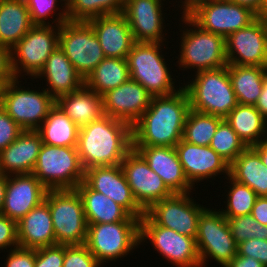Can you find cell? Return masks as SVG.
Returning a JSON list of instances; mask_svg holds the SVG:
<instances>
[{
	"label": "cell",
	"mask_w": 267,
	"mask_h": 267,
	"mask_svg": "<svg viewBox=\"0 0 267 267\" xmlns=\"http://www.w3.org/2000/svg\"><path fill=\"white\" fill-rule=\"evenodd\" d=\"M260 17H262L263 19L267 20V0L265 1L264 7L261 11V13L259 14Z\"/></svg>",
	"instance_id": "57"
},
{
	"label": "cell",
	"mask_w": 267,
	"mask_h": 267,
	"mask_svg": "<svg viewBox=\"0 0 267 267\" xmlns=\"http://www.w3.org/2000/svg\"><path fill=\"white\" fill-rule=\"evenodd\" d=\"M176 151L184 173L192 186L220 173L230 175V164L210 146H199L180 140Z\"/></svg>",
	"instance_id": "21"
},
{
	"label": "cell",
	"mask_w": 267,
	"mask_h": 267,
	"mask_svg": "<svg viewBox=\"0 0 267 267\" xmlns=\"http://www.w3.org/2000/svg\"><path fill=\"white\" fill-rule=\"evenodd\" d=\"M87 22L98 37L105 57L127 59L135 40L123 13L103 15Z\"/></svg>",
	"instance_id": "24"
},
{
	"label": "cell",
	"mask_w": 267,
	"mask_h": 267,
	"mask_svg": "<svg viewBox=\"0 0 267 267\" xmlns=\"http://www.w3.org/2000/svg\"><path fill=\"white\" fill-rule=\"evenodd\" d=\"M130 78L127 59L105 57L86 77L84 85L103 96Z\"/></svg>",
	"instance_id": "35"
},
{
	"label": "cell",
	"mask_w": 267,
	"mask_h": 267,
	"mask_svg": "<svg viewBox=\"0 0 267 267\" xmlns=\"http://www.w3.org/2000/svg\"><path fill=\"white\" fill-rule=\"evenodd\" d=\"M252 148L260 155L263 164L267 167V137Z\"/></svg>",
	"instance_id": "54"
},
{
	"label": "cell",
	"mask_w": 267,
	"mask_h": 267,
	"mask_svg": "<svg viewBox=\"0 0 267 267\" xmlns=\"http://www.w3.org/2000/svg\"><path fill=\"white\" fill-rule=\"evenodd\" d=\"M225 43L228 64L267 67V20L262 17L228 35Z\"/></svg>",
	"instance_id": "16"
},
{
	"label": "cell",
	"mask_w": 267,
	"mask_h": 267,
	"mask_svg": "<svg viewBox=\"0 0 267 267\" xmlns=\"http://www.w3.org/2000/svg\"><path fill=\"white\" fill-rule=\"evenodd\" d=\"M230 176L249 186L258 197L267 196V167L252 147H247L230 164Z\"/></svg>",
	"instance_id": "31"
},
{
	"label": "cell",
	"mask_w": 267,
	"mask_h": 267,
	"mask_svg": "<svg viewBox=\"0 0 267 267\" xmlns=\"http://www.w3.org/2000/svg\"><path fill=\"white\" fill-rule=\"evenodd\" d=\"M195 74L194 80L183 86L189 96L190 109L224 119L238 105L228 65Z\"/></svg>",
	"instance_id": "3"
},
{
	"label": "cell",
	"mask_w": 267,
	"mask_h": 267,
	"mask_svg": "<svg viewBox=\"0 0 267 267\" xmlns=\"http://www.w3.org/2000/svg\"><path fill=\"white\" fill-rule=\"evenodd\" d=\"M47 189L33 174L7 176L5 201L1 214L16 223L44 201Z\"/></svg>",
	"instance_id": "22"
},
{
	"label": "cell",
	"mask_w": 267,
	"mask_h": 267,
	"mask_svg": "<svg viewBox=\"0 0 267 267\" xmlns=\"http://www.w3.org/2000/svg\"><path fill=\"white\" fill-rule=\"evenodd\" d=\"M224 119L210 114L189 110L183 129L182 140L199 146H210L218 125Z\"/></svg>",
	"instance_id": "36"
},
{
	"label": "cell",
	"mask_w": 267,
	"mask_h": 267,
	"mask_svg": "<svg viewBox=\"0 0 267 267\" xmlns=\"http://www.w3.org/2000/svg\"><path fill=\"white\" fill-rule=\"evenodd\" d=\"M65 256V245L40 247L36 249L34 267H62Z\"/></svg>",
	"instance_id": "43"
},
{
	"label": "cell",
	"mask_w": 267,
	"mask_h": 267,
	"mask_svg": "<svg viewBox=\"0 0 267 267\" xmlns=\"http://www.w3.org/2000/svg\"><path fill=\"white\" fill-rule=\"evenodd\" d=\"M58 46L84 80L105 58L98 37L88 22L67 21L60 25Z\"/></svg>",
	"instance_id": "10"
},
{
	"label": "cell",
	"mask_w": 267,
	"mask_h": 267,
	"mask_svg": "<svg viewBox=\"0 0 267 267\" xmlns=\"http://www.w3.org/2000/svg\"><path fill=\"white\" fill-rule=\"evenodd\" d=\"M84 182L125 208L132 216L140 219L145 214L136 202L120 164L89 168L85 170Z\"/></svg>",
	"instance_id": "19"
},
{
	"label": "cell",
	"mask_w": 267,
	"mask_h": 267,
	"mask_svg": "<svg viewBox=\"0 0 267 267\" xmlns=\"http://www.w3.org/2000/svg\"><path fill=\"white\" fill-rule=\"evenodd\" d=\"M210 0H184L181 5L183 9L182 16H189L192 14L200 5L209 2Z\"/></svg>",
	"instance_id": "53"
},
{
	"label": "cell",
	"mask_w": 267,
	"mask_h": 267,
	"mask_svg": "<svg viewBox=\"0 0 267 267\" xmlns=\"http://www.w3.org/2000/svg\"><path fill=\"white\" fill-rule=\"evenodd\" d=\"M79 127L55 105L37 129L43 144L50 146H77Z\"/></svg>",
	"instance_id": "34"
},
{
	"label": "cell",
	"mask_w": 267,
	"mask_h": 267,
	"mask_svg": "<svg viewBox=\"0 0 267 267\" xmlns=\"http://www.w3.org/2000/svg\"><path fill=\"white\" fill-rule=\"evenodd\" d=\"M26 89L19 87L18 79L6 84L1 107L23 130H37L56 100L45 88L42 92Z\"/></svg>",
	"instance_id": "12"
},
{
	"label": "cell",
	"mask_w": 267,
	"mask_h": 267,
	"mask_svg": "<svg viewBox=\"0 0 267 267\" xmlns=\"http://www.w3.org/2000/svg\"><path fill=\"white\" fill-rule=\"evenodd\" d=\"M62 267H101L88 247L83 245H65Z\"/></svg>",
	"instance_id": "42"
},
{
	"label": "cell",
	"mask_w": 267,
	"mask_h": 267,
	"mask_svg": "<svg viewBox=\"0 0 267 267\" xmlns=\"http://www.w3.org/2000/svg\"><path fill=\"white\" fill-rule=\"evenodd\" d=\"M36 249L16 247L9 249L5 267H34Z\"/></svg>",
	"instance_id": "46"
},
{
	"label": "cell",
	"mask_w": 267,
	"mask_h": 267,
	"mask_svg": "<svg viewBox=\"0 0 267 267\" xmlns=\"http://www.w3.org/2000/svg\"><path fill=\"white\" fill-rule=\"evenodd\" d=\"M147 239L171 264L201 267L195 238L159 226L145 213L140 218V244Z\"/></svg>",
	"instance_id": "13"
},
{
	"label": "cell",
	"mask_w": 267,
	"mask_h": 267,
	"mask_svg": "<svg viewBox=\"0 0 267 267\" xmlns=\"http://www.w3.org/2000/svg\"><path fill=\"white\" fill-rule=\"evenodd\" d=\"M228 72L238 104L255 105L262 91L267 67L228 64Z\"/></svg>",
	"instance_id": "33"
},
{
	"label": "cell",
	"mask_w": 267,
	"mask_h": 267,
	"mask_svg": "<svg viewBox=\"0 0 267 267\" xmlns=\"http://www.w3.org/2000/svg\"><path fill=\"white\" fill-rule=\"evenodd\" d=\"M45 78V90L56 100L58 97L79 90L84 79L77 73L71 61L58 46L46 60L44 67L35 78Z\"/></svg>",
	"instance_id": "27"
},
{
	"label": "cell",
	"mask_w": 267,
	"mask_h": 267,
	"mask_svg": "<svg viewBox=\"0 0 267 267\" xmlns=\"http://www.w3.org/2000/svg\"><path fill=\"white\" fill-rule=\"evenodd\" d=\"M56 105L80 128L103 115V97L83 85L79 90L62 95Z\"/></svg>",
	"instance_id": "29"
},
{
	"label": "cell",
	"mask_w": 267,
	"mask_h": 267,
	"mask_svg": "<svg viewBox=\"0 0 267 267\" xmlns=\"http://www.w3.org/2000/svg\"><path fill=\"white\" fill-rule=\"evenodd\" d=\"M161 44L163 46V43L135 42L127 57L130 78L139 82L152 97L171 95L179 90L171 78Z\"/></svg>",
	"instance_id": "5"
},
{
	"label": "cell",
	"mask_w": 267,
	"mask_h": 267,
	"mask_svg": "<svg viewBox=\"0 0 267 267\" xmlns=\"http://www.w3.org/2000/svg\"><path fill=\"white\" fill-rule=\"evenodd\" d=\"M44 200L51 212L56 244H85L88 224L77 190H47Z\"/></svg>",
	"instance_id": "6"
},
{
	"label": "cell",
	"mask_w": 267,
	"mask_h": 267,
	"mask_svg": "<svg viewBox=\"0 0 267 267\" xmlns=\"http://www.w3.org/2000/svg\"><path fill=\"white\" fill-rule=\"evenodd\" d=\"M5 87H6V83L2 79H0V106H1Z\"/></svg>",
	"instance_id": "56"
},
{
	"label": "cell",
	"mask_w": 267,
	"mask_h": 267,
	"mask_svg": "<svg viewBox=\"0 0 267 267\" xmlns=\"http://www.w3.org/2000/svg\"><path fill=\"white\" fill-rule=\"evenodd\" d=\"M23 129L0 106V152L13 143Z\"/></svg>",
	"instance_id": "44"
},
{
	"label": "cell",
	"mask_w": 267,
	"mask_h": 267,
	"mask_svg": "<svg viewBox=\"0 0 267 267\" xmlns=\"http://www.w3.org/2000/svg\"><path fill=\"white\" fill-rule=\"evenodd\" d=\"M33 26L24 0H0V45L12 49Z\"/></svg>",
	"instance_id": "30"
},
{
	"label": "cell",
	"mask_w": 267,
	"mask_h": 267,
	"mask_svg": "<svg viewBox=\"0 0 267 267\" xmlns=\"http://www.w3.org/2000/svg\"><path fill=\"white\" fill-rule=\"evenodd\" d=\"M173 193L192 192L175 147L133 146Z\"/></svg>",
	"instance_id": "23"
},
{
	"label": "cell",
	"mask_w": 267,
	"mask_h": 267,
	"mask_svg": "<svg viewBox=\"0 0 267 267\" xmlns=\"http://www.w3.org/2000/svg\"><path fill=\"white\" fill-rule=\"evenodd\" d=\"M181 19L192 29L184 28L181 35L179 67L198 73L227 66L225 37L202 29L189 16Z\"/></svg>",
	"instance_id": "4"
},
{
	"label": "cell",
	"mask_w": 267,
	"mask_h": 267,
	"mask_svg": "<svg viewBox=\"0 0 267 267\" xmlns=\"http://www.w3.org/2000/svg\"><path fill=\"white\" fill-rule=\"evenodd\" d=\"M227 180L231 182V186H228L230 190L226 197V209L222 208L220 212L227 220L232 217L250 215L258 197L257 194L249 186L237 182L230 175Z\"/></svg>",
	"instance_id": "38"
},
{
	"label": "cell",
	"mask_w": 267,
	"mask_h": 267,
	"mask_svg": "<svg viewBox=\"0 0 267 267\" xmlns=\"http://www.w3.org/2000/svg\"><path fill=\"white\" fill-rule=\"evenodd\" d=\"M189 17L202 29L225 38L252 23L258 15L248 7L230 0H210Z\"/></svg>",
	"instance_id": "15"
},
{
	"label": "cell",
	"mask_w": 267,
	"mask_h": 267,
	"mask_svg": "<svg viewBox=\"0 0 267 267\" xmlns=\"http://www.w3.org/2000/svg\"><path fill=\"white\" fill-rule=\"evenodd\" d=\"M139 244L140 221L88 224L85 245L101 265L127 256Z\"/></svg>",
	"instance_id": "8"
},
{
	"label": "cell",
	"mask_w": 267,
	"mask_h": 267,
	"mask_svg": "<svg viewBox=\"0 0 267 267\" xmlns=\"http://www.w3.org/2000/svg\"><path fill=\"white\" fill-rule=\"evenodd\" d=\"M188 193L173 195L155 202L145 213L159 226L196 239L198 220L207 208L196 204Z\"/></svg>",
	"instance_id": "14"
},
{
	"label": "cell",
	"mask_w": 267,
	"mask_h": 267,
	"mask_svg": "<svg viewBox=\"0 0 267 267\" xmlns=\"http://www.w3.org/2000/svg\"><path fill=\"white\" fill-rule=\"evenodd\" d=\"M75 189L82 199L87 224L140 221L109 197L92 190L84 181Z\"/></svg>",
	"instance_id": "28"
},
{
	"label": "cell",
	"mask_w": 267,
	"mask_h": 267,
	"mask_svg": "<svg viewBox=\"0 0 267 267\" xmlns=\"http://www.w3.org/2000/svg\"><path fill=\"white\" fill-rule=\"evenodd\" d=\"M210 147L229 164L247 148L225 119L218 125Z\"/></svg>",
	"instance_id": "39"
},
{
	"label": "cell",
	"mask_w": 267,
	"mask_h": 267,
	"mask_svg": "<svg viewBox=\"0 0 267 267\" xmlns=\"http://www.w3.org/2000/svg\"><path fill=\"white\" fill-rule=\"evenodd\" d=\"M162 4V0H125L123 14L135 42H164Z\"/></svg>",
	"instance_id": "20"
},
{
	"label": "cell",
	"mask_w": 267,
	"mask_h": 267,
	"mask_svg": "<svg viewBox=\"0 0 267 267\" xmlns=\"http://www.w3.org/2000/svg\"><path fill=\"white\" fill-rule=\"evenodd\" d=\"M224 119L247 147L267 137V120L255 105L238 104Z\"/></svg>",
	"instance_id": "32"
},
{
	"label": "cell",
	"mask_w": 267,
	"mask_h": 267,
	"mask_svg": "<svg viewBox=\"0 0 267 267\" xmlns=\"http://www.w3.org/2000/svg\"><path fill=\"white\" fill-rule=\"evenodd\" d=\"M255 107L267 120V74L265 75L262 91Z\"/></svg>",
	"instance_id": "51"
},
{
	"label": "cell",
	"mask_w": 267,
	"mask_h": 267,
	"mask_svg": "<svg viewBox=\"0 0 267 267\" xmlns=\"http://www.w3.org/2000/svg\"><path fill=\"white\" fill-rule=\"evenodd\" d=\"M27 8L30 12V18L34 25H50V22H47L46 20L48 16L51 18L54 16H58L52 24H55L57 26L62 25L64 22H67V0H24ZM64 2L62 5V12L60 11L58 15L54 16L51 13H55L58 9L57 2ZM57 4V5H56ZM64 9V10H63ZM55 11V12H54Z\"/></svg>",
	"instance_id": "40"
},
{
	"label": "cell",
	"mask_w": 267,
	"mask_h": 267,
	"mask_svg": "<svg viewBox=\"0 0 267 267\" xmlns=\"http://www.w3.org/2000/svg\"><path fill=\"white\" fill-rule=\"evenodd\" d=\"M76 148L84 171L119 165L133 149L132 126L103 115L80 127Z\"/></svg>",
	"instance_id": "2"
},
{
	"label": "cell",
	"mask_w": 267,
	"mask_h": 267,
	"mask_svg": "<svg viewBox=\"0 0 267 267\" xmlns=\"http://www.w3.org/2000/svg\"><path fill=\"white\" fill-rule=\"evenodd\" d=\"M18 246L37 249L56 245L52 216L44 200L17 222Z\"/></svg>",
	"instance_id": "26"
},
{
	"label": "cell",
	"mask_w": 267,
	"mask_h": 267,
	"mask_svg": "<svg viewBox=\"0 0 267 267\" xmlns=\"http://www.w3.org/2000/svg\"><path fill=\"white\" fill-rule=\"evenodd\" d=\"M16 247H18L17 223L0 214V249H14Z\"/></svg>",
	"instance_id": "47"
},
{
	"label": "cell",
	"mask_w": 267,
	"mask_h": 267,
	"mask_svg": "<svg viewBox=\"0 0 267 267\" xmlns=\"http://www.w3.org/2000/svg\"><path fill=\"white\" fill-rule=\"evenodd\" d=\"M196 245L201 267L208 258L226 267L237 255V244L231 234L228 220L218 211L206 208L198 220ZM205 264V265H204Z\"/></svg>",
	"instance_id": "9"
},
{
	"label": "cell",
	"mask_w": 267,
	"mask_h": 267,
	"mask_svg": "<svg viewBox=\"0 0 267 267\" xmlns=\"http://www.w3.org/2000/svg\"><path fill=\"white\" fill-rule=\"evenodd\" d=\"M228 224L237 245L253 238L267 240V225L260 224L251 214L229 218Z\"/></svg>",
	"instance_id": "41"
},
{
	"label": "cell",
	"mask_w": 267,
	"mask_h": 267,
	"mask_svg": "<svg viewBox=\"0 0 267 267\" xmlns=\"http://www.w3.org/2000/svg\"><path fill=\"white\" fill-rule=\"evenodd\" d=\"M251 215L262 225H267V196L257 197Z\"/></svg>",
	"instance_id": "49"
},
{
	"label": "cell",
	"mask_w": 267,
	"mask_h": 267,
	"mask_svg": "<svg viewBox=\"0 0 267 267\" xmlns=\"http://www.w3.org/2000/svg\"><path fill=\"white\" fill-rule=\"evenodd\" d=\"M226 267H266L260 261L249 257L236 255Z\"/></svg>",
	"instance_id": "50"
},
{
	"label": "cell",
	"mask_w": 267,
	"mask_h": 267,
	"mask_svg": "<svg viewBox=\"0 0 267 267\" xmlns=\"http://www.w3.org/2000/svg\"><path fill=\"white\" fill-rule=\"evenodd\" d=\"M190 100L182 86L171 95L154 96L141 118L132 126L133 146L175 147L182 139Z\"/></svg>",
	"instance_id": "1"
},
{
	"label": "cell",
	"mask_w": 267,
	"mask_h": 267,
	"mask_svg": "<svg viewBox=\"0 0 267 267\" xmlns=\"http://www.w3.org/2000/svg\"><path fill=\"white\" fill-rule=\"evenodd\" d=\"M230 1H233L236 4L250 8L259 16L266 0H230Z\"/></svg>",
	"instance_id": "52"
},
{
	"label": "cell",
	"mask_w": 267,
	"mask_h": 267,
	"mask_svg": "<svg viewBox=\"0 0 267 267\" xmlns=\"http://www.w3.org/2000/svg\"><path fill=\"white\" fill-rule=\"evenodd\" d=\"M42 145L37 130H23L13 143L0 152V174H32Z\"/></svg>",
	"instance_id": "25"
},
{
	"label": "cell",
	"mask_w": 267,
	"mask_h": 267,
	"mask_svg": "<svg viewBox=\"0 0 267 267\" xmlns=\"http://www.w3.org/2000/svg\"><path fill=\"white\" fill-rule=\"evenodd\" d=\"M0 79L6 84L16 79L12 68L11 49L0 45Z\"/></svg>",
	"instance_id": "48"
},
{
	"label": "cell",
	"mask_w": 267,
	"mask_h": 267,
	"mask_svg": "<svg viewBox=\"0 0 267 267\" xmlns=\"http://www.w3.org/2000/svg\"><path fill=\"white\" fill-rule=\"evenodd\" d=\"M125 0H67L68 21L87 22L95 17L123 13Z\"/></svg>",
	"instance_id": "37"
},
{
	"label": "cell",
	"mask_w": 267,
	"mask_h": 267,
	"mask_svg": "<svg viewBox=\"0 0 267 267\" xmlns=\"http://www.w3.org/2000/svg\"><path fill=\"white\" fill-rule=\"evenodd\" d=\"M237 254L252 257L267 267V240L253 238L241 242L237 246Z\"/></svg>",
	"instance_id": "45"
},
{
	"label": "cell",
	"mask_w": 267,
	"mask_h": 267,
	"mask_svg": "<svg viewBox=\"0 0 267 267\" xmlns=\"http://www.w3.org/2000/svg\"><path fill=\"white\" fill-rule=\"evenodd\" d=\"M6 187H7V175L0 174V214L2 212L5 201Z\"/></svg>",
	"instance_id": "55"
},
{
	"label": "cell",
	"mask_w": 267,
	"mask_h": 267,
	"mask_svg": "<svg viewBox=\"0 0 267 267\" xmlns=\"http://www.w3.org/2000/svg\"><path fill=\"white\" fill-rule=\"evenodd\" d=\"M104 115L133 126L147 110L152 96L135 80L129 78L103 96Z\"/></svg>",
	"instance_id": "18"
},
{
	"label": "cell",
	"mask_w": 267,
	"mask_h": 267,
	"mask_svg": "<svg viewBox=\"0 0 267 267\" xmlns=\"http://www.w3.org/2000/svg\"><path fill=\"white\" fill-rule=\"evenodd\" d=\"M120 165L136 202L145 212L155 202L174 194L136 150L132 149Z\"/></svg>",
	"instance_id": "17"
},
{
	"label": "cell",
	"mask_w": 267,
	"mask_h": 267,
	"mask_svg": "<svg viewBox=\"0 0 267 267\" xmlns=\"http://www.w3.org/2000/svg\"><path fill=\"white\" fill-rule=\"evenodd\" d=\"M76 146L43 144L32 172L47 190L75 189L84 181Z\"/></svg>",
	"instance_id": "7"
},
{
	"label": "cell",
	"mask_w": 267,
	"mask_h": 267,
	"mask_svg": "<svg viewBox=\"0 0 267 267\" xmlns=\"http://www.w3.org/2000/svg\"><path fill=\"white\" fill-rule=\"evenodd\" d=\"M55 26L34 25L11 49L16 79H19L22 72L35 79L44 67L46 60L59 45L60 26Z\"/></svg>",
	"instance_id": "11"
}]
</instances>
